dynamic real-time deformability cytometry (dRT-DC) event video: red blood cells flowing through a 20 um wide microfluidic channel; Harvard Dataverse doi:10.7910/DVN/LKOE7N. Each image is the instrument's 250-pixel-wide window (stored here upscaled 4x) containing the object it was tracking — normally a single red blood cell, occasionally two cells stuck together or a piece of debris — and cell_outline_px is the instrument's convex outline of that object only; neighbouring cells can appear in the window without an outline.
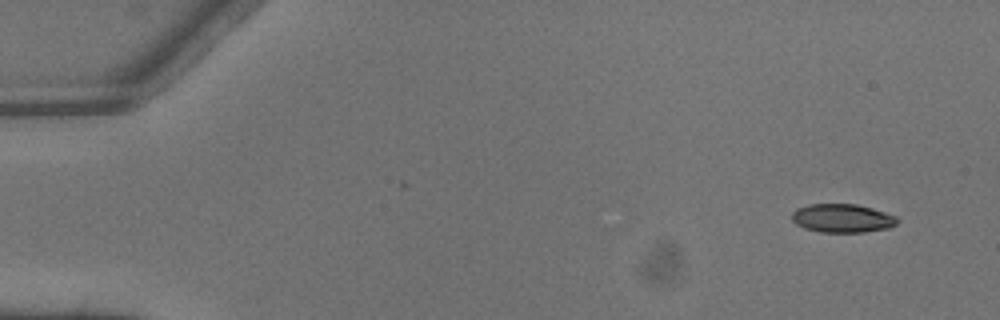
{"species": "common noctule bat (a hibernating species)", "species_latin": "Nyctalus noctula", "temperature_condition": "warm", "stored_images_in_passage": 4, "camera_frame_rate_fps": 3000, "um_per_image_px": 0.085, "animal": {"sex": "male", "body_mass_g": 13.3}, "frame": {"image": 1, "passage_image": 1, "time_ms": 0.0, "image_size_px": [1000, 320], "cell_outline_px": [[896, 224], [888, 228], [864, 232], [820, 232], [804, 228], [796, 224], [792, 220], [792, 212], [796, 208], [808, 204], [856, 204], [872, 208], [896, 216]], "centroid_in_image_um": [71.55, 18.54], "position_along_channel_um": 13.4, "area_um2": 17.51}}
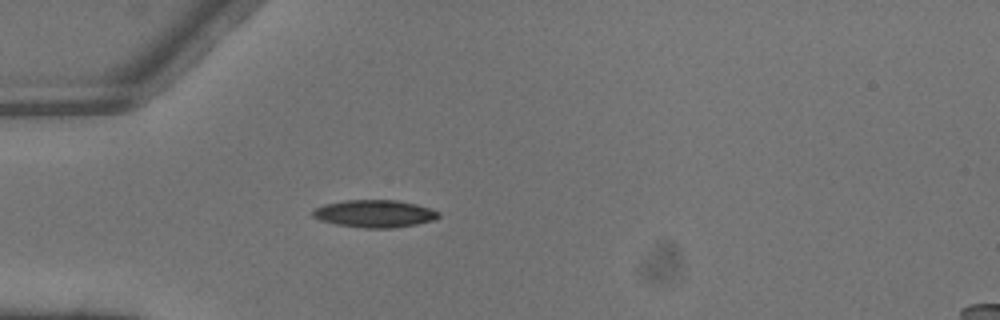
{"frame": {"image": 2, "passage_image": 4, "time_ms": 1.0, "image_size_px": [1000, 320], "cell_outline_px": [[440, 216], [436, 220], [416, 224], [392, 228], [364, 228], [336, 224], [320, 220], [312, 216], [312, 212], [316, 208], [324, 204], [344, 200], [396, 200], [416, 204], [440, 212]], "centroid_in_image_um": [31.85, 18.16], "position_along_channel_um": 53.2, "area_um2": 20.11}}